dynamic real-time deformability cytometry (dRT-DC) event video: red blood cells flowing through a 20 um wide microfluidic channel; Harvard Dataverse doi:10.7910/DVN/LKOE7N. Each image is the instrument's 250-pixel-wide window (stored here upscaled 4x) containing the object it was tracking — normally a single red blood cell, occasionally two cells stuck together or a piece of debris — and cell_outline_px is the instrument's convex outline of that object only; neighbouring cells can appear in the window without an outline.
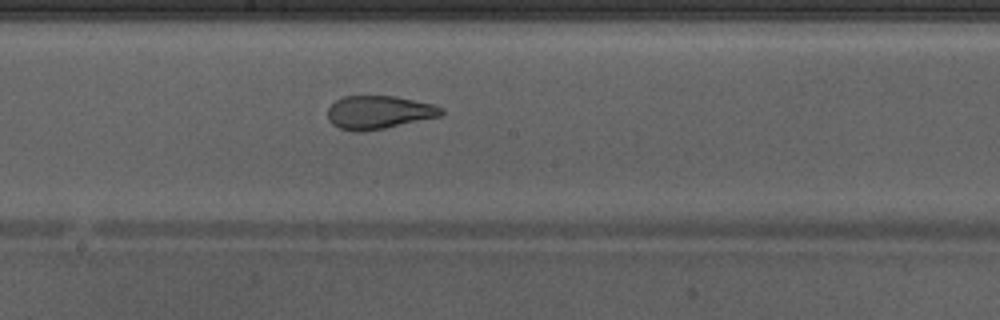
{"species": "Egyptian fruit bat (a non-hibernating species)", "species_latin": "Rousettus aegyptiacus", "temperature_condition": "warm", "stored_images_in_passage": 36, "camera_frame_rate_fps": 3000, "um_per_image_px": 0.085, "animal": {"sex": "male"}, "frame": {"image": 1, "passage_image": 21, "time_ms": 6.667, "image_size_px": [1000, 320], "cell_outline_px": [[444, 112], [440, 116], [384, 128], [360, 132], [356, 132], [340, 128], [332, 124], [328, 120], [328, 108], [336, 100], [344, 96], [396, 96], [432, 104], [444, 108]], "centroid_in_image_um": [32.19, 9.54], "position_along_channel_um": 216.0, "area_um2": 21.91}}